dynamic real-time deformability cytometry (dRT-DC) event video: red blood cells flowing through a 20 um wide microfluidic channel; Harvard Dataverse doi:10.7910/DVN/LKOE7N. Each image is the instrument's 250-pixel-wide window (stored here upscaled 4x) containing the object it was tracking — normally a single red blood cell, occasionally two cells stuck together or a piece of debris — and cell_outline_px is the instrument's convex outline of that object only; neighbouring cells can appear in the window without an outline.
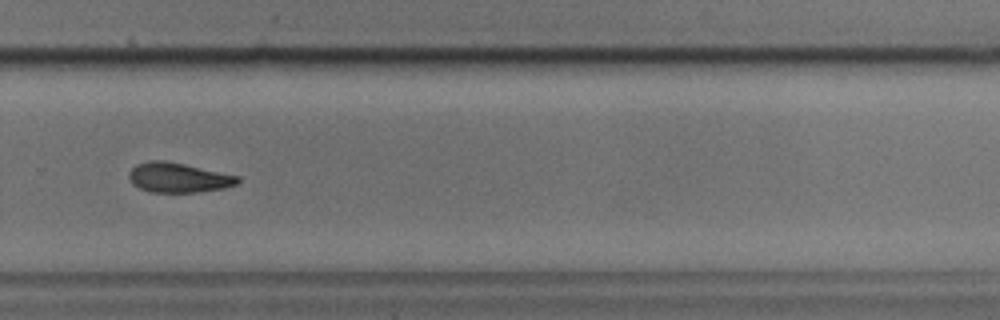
{"species": "common noctule bat (a hibernating species)", "species_latin": "Nyctalus noctula", "temperature_condition": "cold", "stored_images_in_passage": 40, "camera_frame_rate_fps": 3000, "um_per_image_px": 0.085, "animal": {"sex": "male", "body_mass_g": 17.9, "forearm_length_mm": 54.2}, "frame": {"image": 1, "passage_image": 23, "time_ms": 7.333, "image_size_px": [1000, 320], "cell_outline_px": [[240, 180], [236, 184], [224, 188], [196, 192], [152, 192], [140, 188], [132, 184], [128, 176], [128, 172], [136, 164], [148, 160], [164, 160], [184, 164], [240, 176]], "centroid_in_image_um": [15.14, 15.09], "position_along_channel_um": 314.7, "area_um2": 18.84}}
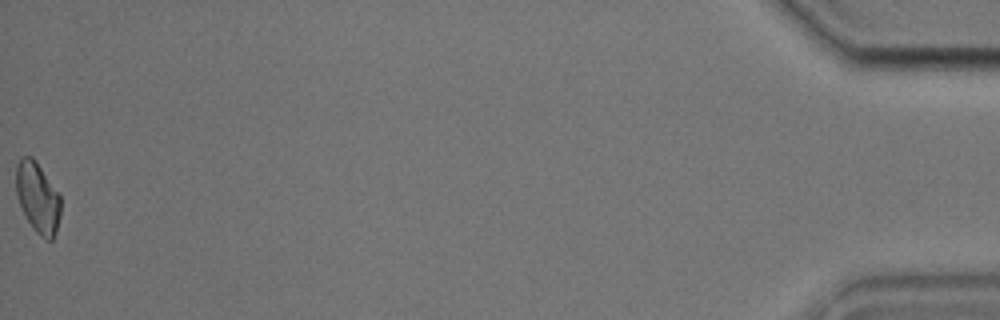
{"frame": {"image": 2, "passage_image": 40, "time_ms": 13.0, "image_size_px": [1000, 320], "cell_outline_px": [[60, 216], [56, 232], [52, 240], [48, 240], [40, 236], [32, 228], [16, 196], [16, 164], [20, 156], [32, 156], [36, 160], [60, 192]], "centroid_in_image_um": [3.21, 16.75], "position_along_channel_um": 432.0, "area_um2": 18.67}, "authors_computed_cell_mechanics": {"area_um2": 19.2763, "velocity_mm_per_s": 3.8244, "shape_relaxation_time_tau1_ms": 4.4718, "shape_relaxation_time_tau2_ms": null, "deformation_change_tau1": 0.1104, "deformation_change_tau2": null}}